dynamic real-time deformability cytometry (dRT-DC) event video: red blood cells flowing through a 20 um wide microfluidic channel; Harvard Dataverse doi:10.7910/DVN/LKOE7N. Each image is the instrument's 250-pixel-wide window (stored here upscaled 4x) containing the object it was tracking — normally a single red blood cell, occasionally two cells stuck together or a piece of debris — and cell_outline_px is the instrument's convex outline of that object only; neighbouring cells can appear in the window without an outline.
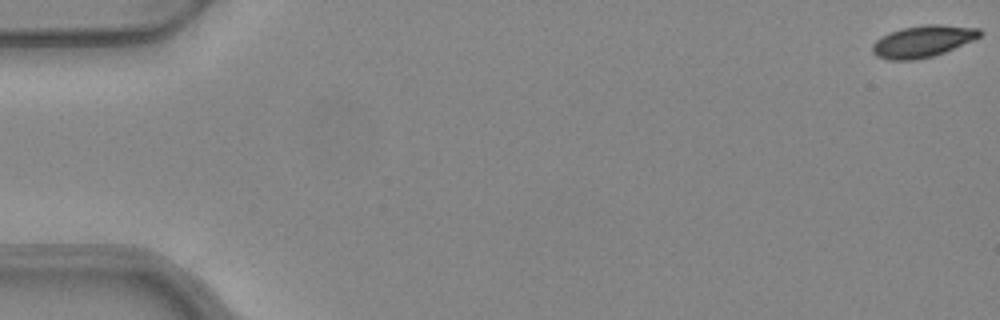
{"species": "common noctule bat (a hibernating species)", "species_latin": "Nyctalus noctula", "temperature_condition": "warm", "stored_images_in_passage": 17, "camera_frame_rate_fps": 3000, "um_per_image_px": 0.085, "animal": {"sex": "female", "body_mass_g": 24.6, "forearm_length_mm": 56.2}, "frame": {"image": 1, "passage_image": 1, "time_ms": 0.0, "image_size_px": [1000, 320], "cell_outline_px": [[984, 32], [980, 36], [972, 40], [944, 52], [932, 56], [916, 60], [888, 60], [876, 56], [872, 52], [872, 44], [880, 36], [904, 28], [924, 24], [940, 24], [980, 28]], "centroid_in_image_um": [78.43, 3.51], "position_along_channel_um": 6.6, "area_um2": 19.83}}
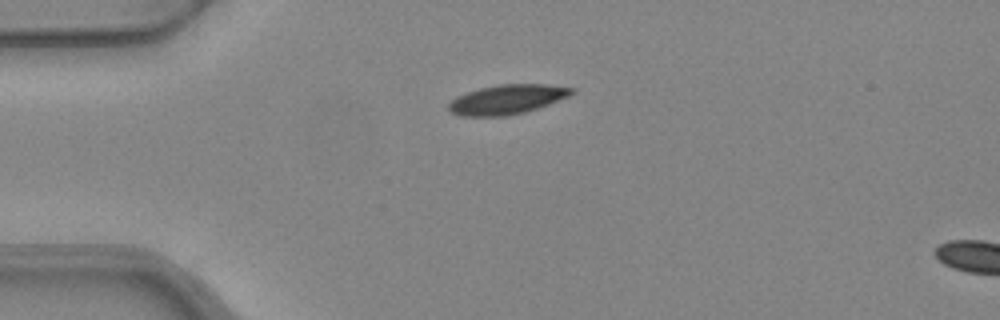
{"frame": {"image": 2, "passage_image": 14, "time_ms": 4.333, "image_size_px": [1000, 320], "cell_outline_px": [[576, 92], [568, 96], [548, 104], [524, 112], [508, 116], [460, 116], [452, 112], [448, 108], [448, 104], [456, 96], [480, 88], [500, 84], [548, 84], [576, 88]], "centroid_in_image_um": [43.12, 8.44], "position_along_channel_um": 41.9, "area_um2": 21.1}}